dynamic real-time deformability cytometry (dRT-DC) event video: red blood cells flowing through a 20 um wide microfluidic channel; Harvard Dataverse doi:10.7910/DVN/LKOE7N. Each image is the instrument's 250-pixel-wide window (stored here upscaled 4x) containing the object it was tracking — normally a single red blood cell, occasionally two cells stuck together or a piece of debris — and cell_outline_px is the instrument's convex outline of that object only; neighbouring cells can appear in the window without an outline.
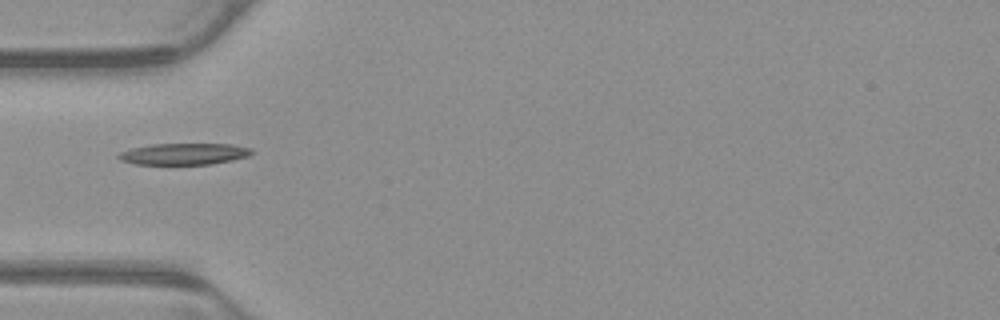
{"species": "common noctule bat (a hibernating species)", "species_latin": "Nyctalus noctula", "temperature_condition": "warm", "stored_images_in_passage": 2, "camera_frame_rate_fps": 3000, "um_per_image_px": 0.085, "animal": {"sex": "male", "body_mass_g": 23.1, "forearm_length_mm": 52.7}, "frame": {"image": 1, "passage_image": 2, "time_ms": 0.333, "image_size_px": [1000, 320], "cell_outline_px": [[256, 152], [248, 156], [232, 160], [212, 164], [136, 164], [120, 160], [116, 156], [120, 152], [132, 148], [152, 144], [232, 144], [252, 148]], "centroid_in_image_um": [15.68, 13.08], "position_along_channel_um": 69.3, "area_um2": 16.7}}